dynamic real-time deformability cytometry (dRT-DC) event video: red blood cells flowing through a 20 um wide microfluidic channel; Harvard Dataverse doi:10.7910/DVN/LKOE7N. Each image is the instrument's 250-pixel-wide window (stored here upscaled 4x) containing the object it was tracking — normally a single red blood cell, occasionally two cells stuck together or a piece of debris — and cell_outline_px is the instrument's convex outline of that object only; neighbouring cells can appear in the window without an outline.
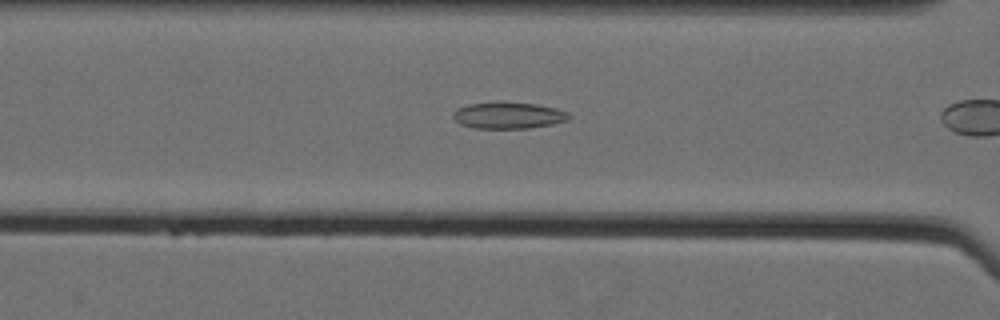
{"species": "Egyptian fruit bat (a non-hibernating species)", "species_latin": "Rousettus aegyptiacus", "temperature_condition": "cold", "stored_images_in_passage": 9, "camera_frame_rate_fps": 3000, "um_per_image_px": 0.085, "animal": {"sex": "female"}, "frame": {"image": 1, "passage_image": 8, "time_ms": 2.333, "image_size_px": [1000, 320], "cell_outline_px": [[572, 116], [568, 120], [552, 124], [528, 128], [476, 128], [460, 124], [452, 116], [452, 112], [456, 108], [468, 104], [496, 100], [500, 100], [536, 104], [556, 108], [568, 112]], "centroid_in_image_um": [43.19, 9.77], "position_along_channel_um": 123.4, "area_um2": 18.38}}